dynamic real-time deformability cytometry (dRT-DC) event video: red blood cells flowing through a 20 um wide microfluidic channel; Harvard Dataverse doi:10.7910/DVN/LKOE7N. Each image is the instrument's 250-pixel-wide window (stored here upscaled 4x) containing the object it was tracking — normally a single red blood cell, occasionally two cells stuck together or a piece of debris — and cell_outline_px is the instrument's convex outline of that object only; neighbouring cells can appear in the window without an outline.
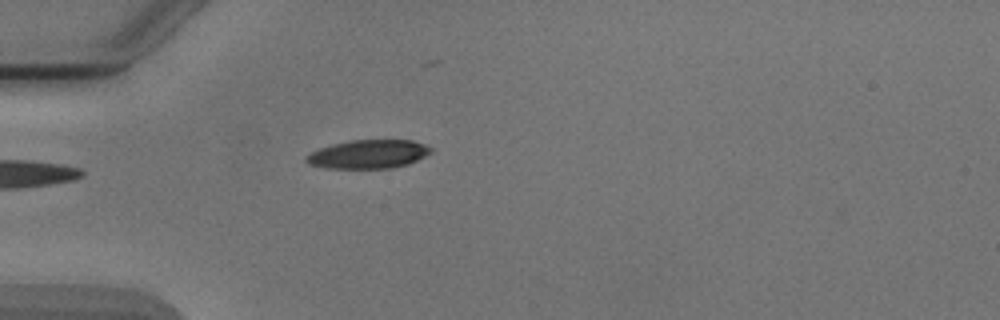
{"species": "Egyptian fruit bat (a non-hibernating species)", "species_latin": "Rousettus aegyptiacus", "temperature_condition": "cold", "stored_images_in_passage": 1, "camera_frame_rate_fps": 3000, "um_per_image_px": 0.085, "animal": {"sex": "male"}, "frame": {"image": 1, "passage_image": 1, "time_ms": 0.0, "image_size_px": [1000, 320], "cell_outline_px": [[432, 152], [408, 164], [392, 168], [324, 168], [308, 164], [304, 160], [304, 156], [320, 148], [332, 144], [352, 140], [412, 140], [424, 144], [432, 148]], "centroid_in_image_um": [31.28, 13.11], "position_along_channel_um": 53.7, "area_um2": 20.81}}